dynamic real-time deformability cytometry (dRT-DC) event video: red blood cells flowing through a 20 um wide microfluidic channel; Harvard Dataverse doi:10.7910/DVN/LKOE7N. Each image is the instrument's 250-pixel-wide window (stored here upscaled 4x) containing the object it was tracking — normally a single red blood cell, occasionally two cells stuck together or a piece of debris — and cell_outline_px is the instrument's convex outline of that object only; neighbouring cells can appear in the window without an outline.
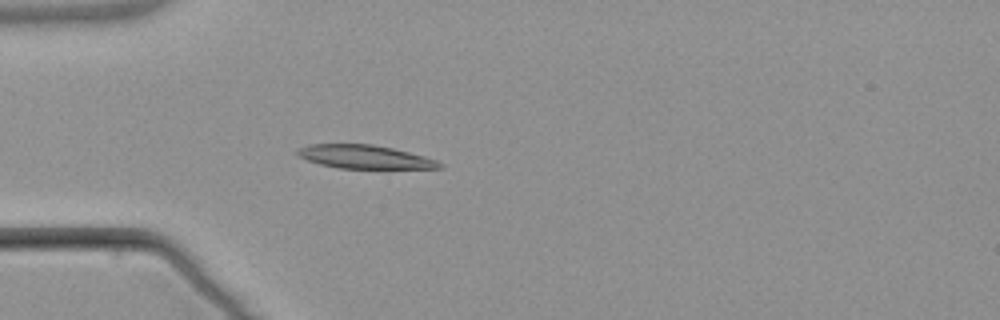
{"species": "common noctule bat (a hibernating species)", "species_latin": "Nyctalus noctula", "temperature_condition": "warm", "stored_images_in_passage": 4, "camera_frame_rate_fps": 3000, "um_per_image_px": 0.085, "animal": {"sex": "male", "body_mass_g": 21.5, "forearm_length_mm": 52.0}, "frame": {"image": 1, "passage_image": 4, "time_ms": 3.667, "image_size_px": [1000, 320], "cell_outline_px": [[444, 168], [336, 168], [320, 164], [296, 156], [296, 148], [308, 144], [372, 144], [392, 148], [424, 156], [436, 160], [444, 164]], "centroid_in_image_um": [30.95, 13.33], "position_along_channel_um": 54.0, "area_um2": 19.48}}